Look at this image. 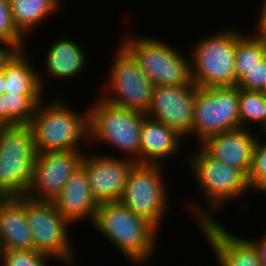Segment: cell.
Returning a JSON list of instances; mask_svg holds the SVG:
<instances>
[{
	"instance_id": "cell-1",
	"label": "cell",
	"mask_w": 266,
	"mask_h": 266,
	"mask_svg": "<svg viewBox=\"0 0 266 266\" xmlns=\"http://www.w3.org/2000/svg\"><path fill=\"white\" fill-rule=\"evenodd\" d=\"M193 150L195 152L191 149V153L186 154L184 162L187 164L184 165L188 166L192 180H196L205 205L203 201L189 199L188 213L198 225L219 221L216 214L222 207L251 192L248 177L241 170L215 159L200 145Z\"/></svg>"
},
{
	"instance_id": "cell-2",
	"label": "cell",
	"mask_w": 266,
	"mask_h": 266,
	"mask_svg": "<svg viewBox=\"0 0 266 266\" xmlns=\"http://www.w3.org/2000/svg\"><path fill=\"white\" fill-rule=\"evenodd\" d=\"M59 96L57 99L55 95V99L53 97L49 102L43 99L28 124L34 148L37 154L72 150L87 153L84 147H92L89 111L86 108L81 113L67 100L63 101L62 95Z\"/></svg>"
},
{
	"instance_id": "cell-3",
	"label": "cell",
	"mask_w": 266,
	"mask_h": 266,
	"mask_svg": "<svg viewBox=\"0 0 266 266\" xmlns=\"http://www.w3.org/2000/svg\"><path fill=\"white\" fill-rule=\"evenodd\" d=\"M92 228L134 265L151 263L158 254L159 231L120 201L99 204Z\"/></svg>"
},
{
	"instance_id": "cell-4",
	"label": "cell",
	"mask_w": 266,
	"mask_h": 266,
	"mask_svg": "<svg viewBox=\"0 0 266 266\" xmlns=\"http://www.w3.org/2000/svg\"><path fill=\"white\" fill-rule=\"evenodd\" d=\"M124 34L118 43L134 57L154 86H181L192 82L189 53L185 56L182 50L164 39L147 34L135 35L127 31V35Z\"/></svg>"
},
{
	"instance_id": "cell-5",
	"label": "cell",
	"mask_w": 266,
	"mask_h": 266,
	"mask_svg": "<svg viewBox=\"0 0 266 266\" xmlns=\"http://www.w3.org/2000/svg\"><path fill=\"white\" fill-rule=\"evenodd\" d=\"M235 26L195 40L190 51L192 82L201 88L235 87Z\"/></svg>"
},
{
	"instance_id": "cell-6",
	"label": "cell",
	"mask_w": 266,
	"mask_h": 266,
	"mask_svg": "<svg viewBox=\"0 0 266 266\" xmlns=\"http://www.w3.org/2000/svg\"><path fill=\"white\" fill-rule=\"evenodd\" d=\"M96 99L87 107L91 117L92 147L95 149L98 142L103 143L139 164L141 127L147 115L110 104L102 97Z\"/></svg>"
},
{
	"instance_id": "cell-7",
	"label": "cell",
	"mask_w": 266,
	"mask_h": 266,
	"mask_svg": "<svg viewBox=\"0 0 266 266\" xmlns=\"http://www.w3.org/2000/svg\"><path fill=\"white\" fill-rule=\"evenodd\" d=\"M164 165L138 164L132 168L127 178L120 202L136 215L144 218L160 231L170 210ZM167 184V185H166ZM169 195V196H168ZM164 219V220H163Z\"/></svg>"
},
{
	"instance_id": "cell-8",
	"label": "cell",
	"mask_w": 266,
	"mask_h": 266,
	"mask_svg": "<svg viewBox=\"0 0 266 266\" xmlns=\"http://www.w3.org/2000/svg\"><path fill=\"white\" fill-rule=\"evenodd\" d=\"M36 157L29 125L0 128V193L26 196Z\"/></svg>"
},
{
	"instance_id": "cell-9",
	"label": "cell",
	"mask_w": 266,
	"mask_h": 266,
	"mask_svg": "<svg viewBox=\"0 0 266 266\" xmlns=\"http://www.w3.org/2000/svg\"><path fill=\"white\" fill-rule=\"evenodd\" d=\"M114 54L112 63H109V78L103 85V89H107L101 91L100 97L118 107L146 114L151 105L154 84L120 43Z\"/></svg>"
},
{
	"instance_id": "cell-10",
	"label": "cell",
	"mask_w": 266,
	"mask_h": 266,
	"mask_svg": "<svg viewBox=\"0 0 266 266\" xmlns=\"http://www.w3.org/2000/svg\"><path fill=\"white\" fill-rule=\"evenodd\" d=\"M26 217L34 250L65 266H77V253L69 231L71 225L58 214L52 201H35L26 196Z\"/></svg>"
},
{
	"instance_id": "cell-11",
	"label": "cell",
	"mask_w": 266,
	"mask_h": 266,
	"mask_svg": "<svg viewBox=\"0 0 266 266\" xmlns=\"http://www.w3.org/2000/svg\"><path fill=\"white\" fill-rule=\"evenodd\" d=\"M240 128L239 88L198 87L194 102L192 138L200 144L207 137Z\"/></svg>"
},
{
	"instance_id": "cell-12",
	"label": "cell",
	"mask_w": 266,
	"mask_h": 266,
	"mask_svg": "<svg viewBox=\"0 0 266 266\" xmlns=\"http://www.w3.org/2000/svg\"><path fill=\"white\" fill-rule=\"evenodd\" d=\"M84 155L77 150L37 154L26 196L35 201H53L70 176L81 167Z\"/></svg>"
},
{
	"instance_id": "cell-13",
	"label": "cell",
	"mask_w": 266,
	"mask_h": 266,
	"mask_svg": "<svg viewBox=\"0 0 266 266\" xmlns=\"http://www.w3.org/2000/svg\"><path fill=\"white\" fill-rule=\"evenodd\" d=\"M85 153L81 166L85 169L90 191L98 204L119 201L134 160L122 155L93 151ZM89 154V155H88Z\"/></svg>"
},
{
	"instance_id": "cell-14",
	"label": "cell",
	"mask_w": 266,
	"mask_h": 266,
	"mask_svg": "<svg viewBox=\"0 0 266 266\" xmlns=\"http://www.w3.org/2000/svg\"><path fill=\"white\" fill-rule=\"evenodd\" d=\"M197 88L193 82L181 86H154L146 115L171 127L187 141L192 136Z\"/></svg>"
},
{
	"instance_id": "cell-15",
	"label": "cell",
	"mask_w": 266,
	"mask_h": 266,
	"mask_svg": "<svg viewBox=\"0 0 266 266\" xmlns=\"http://www.w3.org/2000/svg\"><path fill=\"white\" fill-rule=\"evenodd\" d=\"M198 228L208 242L217 266H262L254 245L247 238L232 234L219 221L200 224Z\"/></svg>"
},
{
	"instance_id": "cell-16",
	"label": "cell",
	"mask_w": 266,
	"mask_h": 266,
	"mask_svg": "<svg viewBox=\"0 0 266 266\" xmlns=\"http://www.w3.org/2000/svg\"><path fill=\"white\" fill-rule=\"evenodd\" d=\"M260 135L257 130L238 128L209 136L199 145L215 159L241 170L248 177Z\"/></svg>"
},
{
	"instance_id": "cell-17",
	"label": "cell",
	"mask_w": 266,
	"mask_h": 266,
	"mask_svg": "<svg viewBox=\"0 0 266 266\" xmlns=\"http://www.w3.org/2000/svg\"><path fill=\"white\" fill-rule=\"evenodd\" d=\"M62 36H57V39L53 40L50 46L48 45V52L44 56V62H42L45 64L43 65L44 69H41L44 73L38 71L39 82L45 95L44 89H47L49 85L46 80L55 79L57 81L62 80V82L65 80L66 82V80L73 79V77L78 78L76 76L81 74L89 65L87 64L88 52L86 54V50L81 46L82 44H79L76 39H71L72 36Z\"/></svg>"
},
{
	"instance_id": "cell-18",
	"label": "cell",
	"mask_w": 266,
	"mask_h": 266,
	"mask_svg": "<svg viewBox=\"0 0 266 266\" xmlns=\"http://www.w3.org/2000/svg\"><path fill=\"white\" fill-rule=\"evenodd\" d=\"M52 202L58 214L71 227L84 221L90 222L92 226L99 206L90 191L88 175L82 166L70 176L62 191Z\"/></svg>"
},
{
	"instance_id": "cell-19",
	"label": "cell",
	"mask_w": 266,
	"mask_h": 266,
	"mask_svg": "<svg viewBox=\"0 0 266 266\" xmlns=\"http://www.w3.org/2000/svg\"><path fill=\"white\" fill-rule=\"evenodd\" d=\"M182 141L185 142L184 138L171 127L146 116L141 127L139 164L166 166L165 161L171 157L176 159V155L182 152Z\"/></svg>"
},
{
	"instance_id": "cell-20",
	"label": "cell",
	"mask_w": 266,
	"mask_h": 266,
	"mask_svg": "<svg viewBox=\"0 0 266 266\" xmlns=\"http://www.w3.org/2000/svg\"><path fill=\"white\" fill-rule=\"evenodd\" d=\"M8 250H34L26 196H9L0 207V251Z\"/></svg>"
},
{
	"instance_id": "cell-21",
	"label": "cell",
	"mask_w": 266,
	"mask_h": 266,
	"mask_svg": "<svg viewBox=\"0 0 266 266\" xmlns=\"http://www.w3.org/2000/svg\"><path fill=\"white\" fill-rule=\"evenodd\" d=\"M27 49L18 50L3 67L5 93L18 95H44L38 70ZM30 56V57H29ZM31 62V63H30Z\"/></svg>"
},
{
	"instance_id": "cell-22",
	"label": "cell",
	"mask_w": 266,
	"mask_h": 266,
	"mask_svg": "<svg viewBox=\"0 0 266 266\" xmlns=\"http://www.w3.org/2000/svg\"><path fill=\"white\" fill-rule=\"evenodd\" d=\"M63 0H9L11 17L18 30L27 38L34 36L40 24L60 12ZM29 35V36H28Z\"/></svg>"
},
{
	"instance_id": "cell-23",
	"label": "cell",
	"mask_w": 266,
	"mask_h": 266,
	"mask_svg": "<svg viewBox=\"0 0 266 266\" xmlns=\"http://www.w3.org/2000/svg\"><path fill=\"white\" fill-rule=\"evenodd\" d=\"M253 33V34H252ZM235 28L236 86L242 77L266 57V37Z\"/></svg>"
},
{
	"instance_id": "cell-24",
	"label": "cell",
	"mask_w": 266,
	"mask_h": 266,
	"mask_svg": "<svg viewBox=\"0 0 266 266\" xmlns=\"http://www.w3.org/2000/svg\"><path fill=\"white\" fill-rule=\"evenodd\" d=\"M239 120L240 128L266 134V94L239 88Z\"/></svg>"
},
{
	"instance_id": "cell-25",
	"label": "cell",
	"mask_w": 266,
	"mask_h": 266,
	"mask_svg": "<svg viewBox=\"0 0 266 266\" xmlns=\"http://www.w3.org/2000/svg\"><path fill=\"white\" fill-rule=\"evenodd\" d=\"M2 108L4 114L16 125H28L38 104L46 98L45 95H18L4 93Z\"/></svg>"
},
{
	"instance_id": "cell-26",
	"label": "cell",
	"mask_w": 266,
	"mask_h": 266,
	"mask_svg": "<svg viewBox=\"0 0 266 266\" xmlns=\"http://www.w3.org/2000/svg\"><path fill=\"white\" fill-rule=\"evenodd\" d=\"M266 134H262L256 143L252 164L248 175L251 191L266 195ZM264 138V139H263ZM265 140V141H263Z\"/></svg>"
},
{
	"instance_id": "cell-27",
	"label": "cell",
	"mask_w": 266,
	"mask_h": 266,
	"mask_svg": "<svg viewBox=\"0 0 266 266\" xmlns=\"http://www.w3.org/2000/svg\"><path fill=\"white\" fill-rule=\"evenodd\" d=\"M51 256L36 250L0 251V266H49Z\"/></svg>"
},
{
	"instance_id": "cell-28",
	"label": "cell",
	"mask_w": 266,
	"mask_h": 266,
	"mask_svg": "<svg viewBox=\"0 0 266 266\" xmlns=\"http://www.w3.org/2000/svg\"><path fill=\"white\" fill-rule=\"evenodd\" d=\"M0 41L13 44L18 50L26 49V37L15 26L9 0H0Z\"/></svg>"
},
{
	"instance_id": "cell-29",
	"label": "cell",
	"mask_w": 266,
	"mask_h": 266,
	"mask_svg": "<svg viewBox=\"0 0 266 266\" xmlns=\"http://www.w3.org/2000/svg\"><path fill=\"white\" fill-rule=\"evenodd\" d=\"M264 81H266V57L242 77L237 87L264 93Z\"/></svg>"
},
{
	"instance_id": "cell-30",
	"label": "cell",
	"mask_w": 266,
	"mask_h": 266,
	"mask_svg": "<svg viewBox=\"0 0 266 266\" xmlns=\"http://www.w3.org/2000/svg\"><path fill=\"white\" fill-rule=\"evenodd\" d=\"M258 9L257 13H259L257 15L256 22H254L253 32L257 35L266 37V0H262L261 7L259 6Z\"/></svg>"
},
{
	"instance_id": "cell-31",
	"label": "cell",
	"mask_w": 266,
	"mask_h": 266,
	"mask_svg": "<svg viewBox=\"0 0 266 266\" xmlns=\"http://www.w3.org/2000/svg\"><path fill=\"white\" fill-rule=\"evenodd\" d=\"M257 238L258 239H249V237H247V239L256 248L260 263L262 264V266H266V230L261 234V237L259 235Z\"/></svg>"
},
{
	"instance_id": "cell-32",
	"label": "cell",
	"mask_w": 266,
	"mask_h": 266,
	"mask_svg": "<svg viewBox=\"0 0 266 266\" xmlns=\"http://www.w3.org/2000/svg\"><path fill=\"white\" fill-rule=\"evenodd\" d=\"M17 51L18 49L13 44L0 41V70Z\"/></svg>"
},
{
	"instance_id": "cell-33",
	"label": "cell",
	"mask_w": 266,
	"mask_h": 266,
	"mask_svg": "<svg viewBox=\"0 0 266 266\" xmlns=\"http://www.w3.org/2000/svg\"><path fill=\"white\" fill-rule=\"evenodd\" d=\"M15 125L5 114L2 108V96H0V128Z\"/></svg>"
},
{
	"instance_id": "cell-34",
	"label": "cell",
	"mask_w": 266,
	"mask_h": 266,
	"mask_svg": "<svg viewBox=\"0 0 266 266\" xmlns=\"http://www.w3.org/2000/svg\"><path fill=\"white\" fill-rule=\"evenodd\" d=\"M5 76L4 71L0 70V96L5 93Z\"/></svg>"
},
{
	"instance_id": "cell-35",
	"label": "cell",
	"mask_w": 266,
	"mask_h": 266,
	"mask_svg": "<svg viewBox=\"0 0 266 266\" xmlns=\"http://www.w3.org/2000/svg\"><path fill=\"white\" fill-rule=\"evenodd\" d=\"M8 196H6L5 194L3 193H0V207L2 205V202L7 198Z\"/></svg>"
},
{
	"instance_id": "cell-36",
	"label": "cell",
	"mask_w": 266,
	"mask_h": 266,
	"mask_svg": "<svg viewBox=\"0 0 266 266\" xmlns=\"http://www.w3.org/2000/svg\"><path fill=\"white\" fill-rule=\"evenodd\" d=\"M264 94H266V81H264Z\"/></svg>"
}]
</instances>
